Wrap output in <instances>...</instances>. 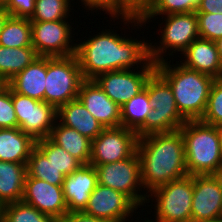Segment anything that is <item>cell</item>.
Returning a JSON list of instances; mask_svg holds the SVG:
<instances>
[{"instance_id":"cell-17","label":"cell","mask_w":222,"mask_h":222,"mask_svg":"<svg viewBox=\"0 0 222 222\" xmlns=\"http://www.w3.org/2000/svg\"><path fill=\"white\" fill-rule=\"evenodd\" d=\"M77 99L104 128L121 126V108L94 80L82 82Z\"/></svg>"},{"instance_id":"cell-20","label":"cell","mask_w":222,"mask_h":222,"mask_svg":"<svg viewBox=\"0 0 222 222\" xmlns=\"http://www.w3.org/2000/svg\"><path fill=\"white\" fill-rule=\"evenodd\" d=\"M47 57L38 56L6 85L14 92L44 101Z\"/></svg>"},{"instance_id":"cell-36","label":"cell","mask_w":222,"mask_h":222,"mask_svg":"<svg viewBox=\"0 0 222 222\" xmlns=\"http://www.w3.org/2000/svg\"><path fill=\"white\" fill-rule=\"evenodd\" d=\"M17 127V118L12 103V90L7 86L0 89V129Z\"/></svg>"},{"instance_id":"cell-34","label":"cell","mask_w":222,"mask_h":222,"mask_svg":"<svg viewBox=\"0 0 222 222\" xmlns=\"http://www.w3.org/2000/svg\"><path fill=\"white\" fill-rule=\"evenodd\" d=\"M200 121L217 127L222 125V78L214 80L210 89L206 110Z\"/></svg>"},{"instance_id":"cell-10","label":"cell","mask_w":222,"mask_h":222,"mask_svg":"<svg viewBox=\"0 0 222 222\" xmlns=\"http://www.w3.org/2000/svg\"><path fill=\"white\" fill-rule=\"evenodd\" d=\"M17 127L35 141L50 136L57 121V109L46 103L12 91Z\"/></svg>"},{"instance_id":"cell-21","label":"cell","mask_w":222,"mask_h":222,"mask_svg":"<svg viewBox=\"0 0 222 222\" xmlns=\"http://www.w3.org/2000/svg\"><path fill=\"white\" fill-rule=\"evenodd\" d=\"M57 120L60 124L75 129L90 140L95 139L105 129L78 99L59 107Z\"/></svg>"},{"instance_id":"cell-45","label":"cell","mask_w":222,"mask_h":222,"mask_svg":"<svg viewBox=\"0 0 222 222\" xmlns=\"http://www.w3.org/2000/svg\"><path fill=\"white\" fill-rule=\"evenodd\" d=\"M206 222H222V218L221 219H217V220H213V221H206Z\"/></svg>"},{"instance_id":"cell-3","label":"cell","mask_w":222,"mask_h":222,"mask_svg":"<svg viewBox=\"0 0 222 222\" xmlns=\"http://www.w3.org/2000/svg\"><path fill=\"white\" fill-rule=\"evenodd\" d=\"M168 62L167 58V60L157 63L156 71L170 85L179 113L186 120H200L206 110L210 89L215 78L182 64H172L171 66Z\"/></svg>"},{"instance_id":"cell-30","label":"cell","mask_w":222,"mask_h":222,"mask_svg":"<svg viewBox=\"0 0 222 222\" xmlns=\"http://www.w3.org/2000/svg\"><path fill=\"white\" fill-rule=\"evenodd\" d=\"M1 222H61L56 217L43 214L24 201L2 206Z\"/></svg>"},{"instance_id":"cell-31","label":"cell","mask_w":222,"mask_h":222,"mask_svg":"<svg viewBox=\"0 0 222 222\" xmlns=\"http://www.w3.org/2000/svg\"><path fill=\"white\" fill-rule=\"evenodd\" d=\"M200 0H154L151 7L140 18L143 25L158 15L196 12Z\"/></svg>"},{"instance_id":"cell-22","label":"cell","mask_w":222,"mask_h":222,"mask_svg":"<svg viewBox=\"0 0 222 222\" xmlns=\"http://www.w3.org/2000/svg\"><path fill=\"white\" fill-rule=\"evenodd\" d=\"M36 141L18 127L0 129V161L27 164Z\"/></svg>"},{"instance_id":"cell-11","label":"cell","mask_w":222,"mask_h":222,"mask_svg":"<svg viewBox=\"0 0 222 222\" xmlns=\"http://www.w3.org/2000/svg\"><path fill=\"white\" fill-rule=\"evenodd\" d=\"M66 21H31L32 46L38 56L67 57L75 54L76 43H71L73 27Z\"/></svg>"},{"instance_id":"cell-12","label":"cell","mask_w":222,"mask_h":222,"mask_svg":"<svg viewBox=\"0 0 222 222\" xmlns=\"http://www.w3.org/2000/svg\"><path fill=\"white\" fill-rule=\"evenodd\" d=\"M125 69L103 73L93 79L106 95L120 108L145 89L150 75L156 70V63L150 61L140 70Z\"/></svg>"},{"instance_id":"cell-28","label":"cell","mask_w":222,"mask_h":222,"mask_svg":"<svg viewBox=\"0 0 222 222\" xmlns=\"http://www.w3.org/2000/svg\"><path fill=\"white\" fill-rule=\"evenodd\" d=\"M27 176L44 180L55 186H62L65 176L48 161L47 157L35 146L27 162Z\"/></svg>"},{"instance_id":"cell-19","label":"cell","mask_w":222,"mask_h":222,"mask_svg":"<svg viewBox=\"0 0 222 222\" xmlns=\"http://www.w3.org/2000/svg\"><path fill=\"white\" fill-rule=\"evenodd\" d=\"M185 60L180 61L187 68L208 74L215 79L222 78V64L214 41L203 38L194 40L182 53Z\"/></svg>"},{"instance_id":"cell-38","label":"cell","mask_w":222,"mask_h":222,"mask_svg":"<svg viewBox=\"0 0 222 222\" xmlns=\"http://www.w3.org/2000/svg\"><path fill=\"white\" fill-rule=\"evenodd\" d=\"M132 16L141 18L154 0H117Z\"/></svg>"},{"instance_id":"cell-8","label":"cell","mask_w":222,"mask_h":222,"mask_svg":"<svg viewBox=\"0 0 222 222\" xmlns=\"http://www.w3.org/2000/svg\"><path fill=\"white\" fill-rule=\"evenodd\" d=\"M92 166L97 172L98 184L124 193L138 207L147 203L148 195L140 193L143 185L141 163L137 151L125 160Z\"/></svg>"},{"instance_id":"cell-2","label":"cell","mask_w":222,"mask_h":222,"mask_svg":"<svg viewBox=\"0 0 222 222\" xmlns=\"http://www.w3.org/2000/svg\"><path fill=\"white\" fill-rule=\"evenodd\" d=\"M141 180L148 195L153 189L188 175L184 138L180 130L138 138Z\"/></svg>"},{"instance_id":"cell-35","label":"cell","mask_w":222,"mask_h":222,"mask_svg":"<svg viewBox=\"0 0 222 222\" xmlns=\"http://www.w3.org/2000/svg\"><path fill=\"white\" fill-rule=\"evenodd\" d=\"M198 17L199 37L217 41L222 37V13H196Z\"/></svg>"},{"instance_id":"cell-29","label":"cell","mask_w":222,"mask_h":222,"mask_svg":"<svg viewBox=\"0 0 222 222\" xmlns=\"http://www.w3.org/2000/svg\"><path fill=\"white\" fill-rule=\"evenodd\" d=\"M35 146L47 157L48 161L64 176L72 174L82 163L48 137L36 141Z\"/></svg>"},{"instance_id":"cell-47","label":"cell","mask_w":222,"mask_h":222,"mask_svg":"<svg viewBox=\"0 0 222 222\" xmlns=\"http://www.w3.org/2000/svg\"><path fill=\"white\" fill-rule=\"evenodd\" d=\"M1 219H2V207L0 206V222H1Z\"/></svg>"},{"instance_id":"cell-1","label":"cell","mask_w":222,"mask_h":222,"mask_svg":"<svg viewBox=\"0 0 222 222\" xmlns=\"http://www.w3.org/2000/svg\"><path fill=\"white\" fill-rule=\"evenodd\" d=\"M80 42L76 43L75 55L83 78L87 80L110 71L138 69L151 61L148 41L122 37L110 29Z\"/></svg>"},{"instance_id":"cell-37","label":"cell","mask_w":222,"mask_h":222,"mask_svg":"<svg viewBox=\"0 0 222 222\" xmlns=\"http://www.w3.org/2000/svg\"><path fill=\"white\" fill-rule=\"evenodd\" d=\"M36 0H8L3 6L13 17L30 18L35 10Z\"/></svg>"},{"instance_id":"cell-26","label":"cell","mask_w":222,"mask_h":222,"mask_svg":"<svg viewBox=\"0 0 222 222\" xmlns=\"http://www.w3.org/2000/svg\"><path fill=\"white\" fill-rule=\"evenodd\" d=\"M152 111L145 88L121 107V126L137 131Z\"/></svg>"},{"instance_id":"cell-4","label":"cell","mask_w":222,"mask_h":222,"mask_svg":"<svg viewBox=\"0 0 222 222\" xmlns=\"http://www.w3.org/2000/svg\"><path fill=\"white\" fill-rule=\"evenodd\" d=\"M179 130L184 138L188 175H208L222 164L220 127L187 120Z\"/></svg>"},{"instance_id":"cell-16","label":"cell","mask_w":222,"mask_h":222,"mask_svg":"<svg viewBox=\"0 0 222 222\" xmlns=\"http://www.w3.org/2000/svg\"><path fill=\"white\" fill-rule=\"evenodd\" d=\"M192 222H206L222 218V188L208 175H194Z\"/></svg>"},{"instance_id":"cell-7","label":"cell","mask_w":222,"mask_h":222,"mask_svg":"<svg viewBox=\"0 0 222 222\" xmlns=\"http://www.w3.org/2000/svg\"><path fill=\"white\" fill-rule=\"evenodd\" d=\"M194 175H187L153 189L148 201L155 198L156 222H192ZM144 222H154L145 220Z\"/></svg>"},{"instance_id":"cell-33","label":"cell","mask_w":222,"mask_h":222,"mask_svg":"<svg viewBox=\"0 0 222 222\" xmlns=\"http://www.w3.org/2000/svg\"><path fill=\"white\" fill-rule=\"evenodd\" d=\"M83 2L82 4L85 6V8L88 10H95L99 9L101 11H105L109 14L110 17L114 19H118L120 17L122 19V22H124L126 25L129 23L132 24L133 28L137 26L142 27V22L139 17L132 16L117 0H81ZM128 22V23H127ZM137 24V25H136Z\"/></svg>"},{"instance_id":"cell-6","label":"cell","mask_w":222,"mask_h":222,"mask_svg":"<svg viewBox=\"0 0 222 222\" xmlns=\"http://www.w3.org/2000/svg\"><path fill=\"white\" fill-rule=\"evenodd\" d=\"M44 101L56 109L76 100L82 82V75L76 55L47 57V74Z\"/></svg>"},{"instance_id":"cell-27","label":"cell","mask_w":222,"mask_h":222,"mask_svg":"<svg viewBox=\"0 0 222 222\" xmlns=\"http://www.w3.org/2000/svg\"><path fill=\"white\" fill-rule=\"evenodd\" d=\"M0 45L10 48L32 46L29 18L10 16L0 32Z\"/></svg>"},{"instance_id":"cell-43","label":"cell","mask_w":222,"mask_h":222,"mask_svg":"<svg viewBox=\"0 0 222 222\" xmlns=\"http://www.w3.org/2000/svg\"><path fill=\"white\" fill-rule=\"evenodd\" d=\"M217 49H218V53H219V58H220V62L222 64V37L219 38L217 41H215Z\"/></svg>"},{"instance_id":"cell-25","label":"cell","mask_w":222,"mask_h":222,"mask_svg":"<svg viewBox=\"0 0 222 222\" xmlns=\"http://www.w3.org/2000/svg\"><path fill=\"white\" fill-rule=\"evenodd\" d=\"M37 57L33 46L10 48L0 45V78L8 83Z\"/></svg>"},{"instance_id":"cell-23","label":"cell","mask_w":222,"mask_h":222,"mask_svg":"<svg viewBox=\"0 0 222 222\" xmlns=\"http://www.w3.org/2000/svg\"><path fill=\"white\" fill-rule=\"evenodd\" d=\"M27 164L0 161V206L22 200Z\"/></svg>"},{"instance_id":"cell-46","label":"cell","mask_w":222,"mask_h":222,"mask_svg":"<svg viewBox=\"0 0 222 222\" xmlns=\"http://www.w3.org/2000/svg\"><path fill=\"white\" fill-rule=\"evenodd\" d=\"M8 0H0V5H4Z\"/></svg>"},{"instance_id":"cell-39","label":"cell","mask_w":222,"mask_h":222,"mask_svg":"<svg viewBox=\"0 0 222 222\" xmlns=\"http://www.w3.org/2000/svg\"><path fill=\"white\" fill-rule=\"evenodd\" d=\"M61 222H110L82 212H68Z\"/></svg>"},{"instance_id":"cell-9","label":"cell","mask_w":222,"mask_h":222,"mask_svg":"<svg viewBox=\"0 0 222 222\" xmlns=\"http://www.w3.org/2000/svg\"><path fill=\"white\" fill-rule=\"evenodd\" d=\"M165 17V27L161 31L160 45L156 44V47L149 43V57L156 64L165 61L163 55L167 50H173L168 54L169 56L175 52L182 54L194 40L199 38L196 12L171 14Z\"/></svg>"},{"instance_id":"cell-5","label":"cell","mask_w":222,"mask_h":222,"mask_svg":"<svg viewBox=\"0 0 222 222\" xmlns=\"http://www.w3.org/2000/svg\"><path fill=\"white\" fill-rule=\"evenodd\" d=\"M145 88L152 111L136 131L138 138L179 130L187 120L179 113L168 82L155 70L148 78Z\"/></svg>"},{"instance_id":"cell-15","label":"cell","mask_w":222,"mask_h":222,"mask_svg":"<svg viewBox=\"0 0 222 222\" xmlns=\"http://www.w3.org/2000/svg\"><path fill=\"white\" fill-rule=\"evenodd\" d=\"M22 201L60 221L69 212L62 186H55L38 178L26 177Z\"/></svg>"},{"instance_id":"cell-13","label":"cell","mask_w":222,"mask_h":222,"mask_svg":"<svg viewBox=\"0 0 222 222\" xmlns=\"http://www.w3.org/2000/svg\"><path fill=\"white\" fill-rule=\"evenodd\" d=\"M136 131L125 128H105L92 140L89 164L102 165L119 162L131 157L137 151Z\"/></svg>"},{"instance_id":"cell-41","label":"cell","mask_w":222,"mask_h":222,"mask_svg":"<svg viewBox=\"0 0 222 222\" xmlns=\"http://www.w3.org/2000/svg\"><path fill=\"white\" fill-rule=\"evenodd\" d=\"M11 15L9 12L4 8L3 5H0V32L2 31L6 21Z\"/></svg>"},{"instance_id":"cell-42","label":"cell","mask_w":222,"mask_h":222,"mask_svg":"<svg viewBox=\"0 0 222 222\" xmlns=\"http://www.w3.org/2000/svg\"><path fill=\"white\" fill-rule=\"evenodd\" d=\"M210 175L222 188V164L217 169H215Z\"/></svg>"},{"instance_id":"cell-18","label":"cell","mask_w":222,"mask_h":222,"mask_svg":"<svg viewBox=\"0 0 222 222\" xmlns=\"http://www.w3.org/2000/svg\"><path fill=\"white\" fill-rule=\"evenodd\" d=\"M97 184V172L91 164H82L72 174L66 175L62 189L68 211H84Z\"/></svg>"},{"instance_id":"cell-24","label":"cell","mask_w":222,"mask_h":222,"mask_svg":"<svg viewBox=\"0 0 222 222\" xmlns=\"http://www.w3.org/2000/svg\"><path fill=\"white\" fill-rule=\"evenodd\" d=\"M48 138L82 164H89L92 140L88 137L81 135L75 129L60 124L57 120Z\"/></svg>"},{"instance_id":"cell-14","label":"cell","mask_w":222,"mask_h":222,"mask_svg":"<svg viewBox=\"0 0 222 222\" xmlns=\"http://www.w3.org/2000/svg\"><path fill=\"white\" fill-rule=\"evenodd\" d=\"M137 209L138 206L124 193L97 184L83 212L110 222H125Z\"/></svg>"},{"instance_id":"cell-32","label":"cell","mask_w":222,"mask_h":222,"mask_svg":"<svg viewBox=\"0 0 222 222\" xmlns=\"http://www.w3.org/2000/svg\"><path fill=\"white\" fill-rule=\"evenodd\" d=\"M70 0H36L30 21L67 20L70 16Z\"/></svg>"},{"instance_id":"cell-44","label":"cell","mask_w":222,"mask_h":222,"mask_svg":"<svg viewBox=\"0 0 222 222\" xmlns=\"http://www.w3.org/2000/svg\"><path fill=\"white\" fill-rule=\"evenodd\" d=\"M5 85H6V83L0 78V89Z\"/></svg>"},{"instance_id":"cell-40","label":"cell","mask_w":222,"mask_h":222,"mask_svg":"<svg viewBox=\"0 0 222 222\" xmlns=\"http://www.w3.org/2000/svg\"><path fill=\"white\" fill-rule=\"evenodd\" d=\"M196 13H222V0H200Z\"/></svg>"}]
</instances>
